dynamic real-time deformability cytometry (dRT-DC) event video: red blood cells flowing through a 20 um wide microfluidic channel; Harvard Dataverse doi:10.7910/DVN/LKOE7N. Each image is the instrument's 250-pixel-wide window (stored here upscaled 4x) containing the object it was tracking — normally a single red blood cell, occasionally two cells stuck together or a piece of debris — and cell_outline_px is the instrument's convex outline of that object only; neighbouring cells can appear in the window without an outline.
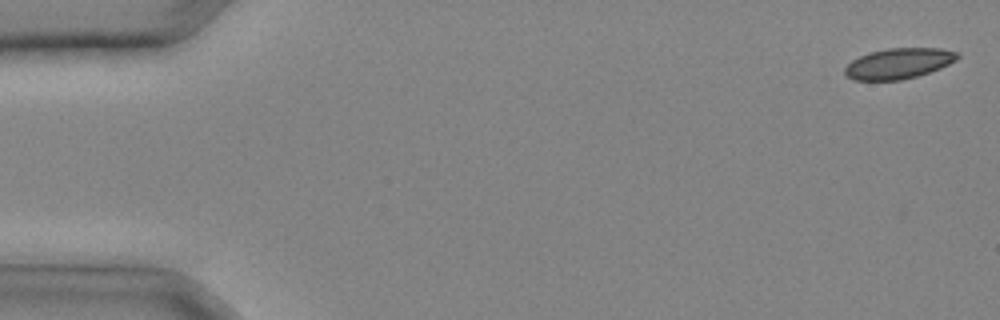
{"species": "common noctule bat (a hibernating species)", "species_latin": "Nyctalus noctula", "temperature_condition": "cold", "stored_images_in_passage": 29, "camera_frame_rate_fps": 3000, "um_per_image_px": 0.085, "animal": {"sex": "male", "body_mass_g": 20.4}, "frame": {"image": 1, "passage_image": 1, "time_ms": 0.0, "image_size_px": [1000, 320], "cell_outline_px": [[960, 56], [956, 60], [940, 68], [916, 76], [900, 80], [852, 80], [844, 72], [844, 68], [852, 60], [868, 52], [888, 48], [940, 48], [956, 52]], "centroid_in_image_um": [76.36, 5.39], "position_along_channel_um": 8.6, "area_um2": 19.94}}
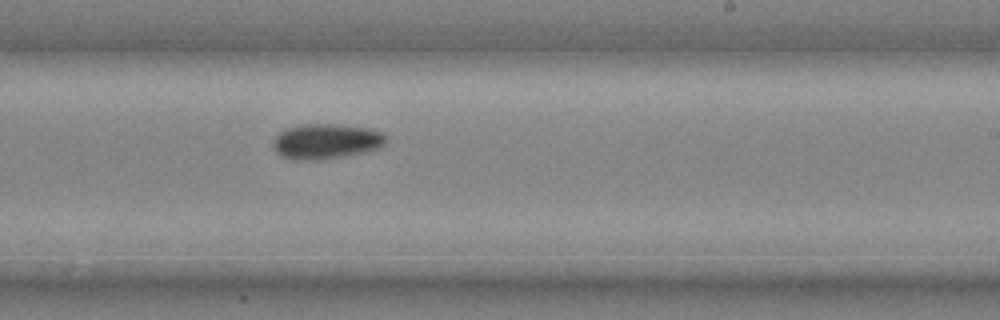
{"frame": {"image": 2, "passage_image": 20, "time_ms": 6.333, "image_size_px": [1000, 320], "cell_outline_px": [[388, 140], [384, 144], [376, 148], [364, 152], [344, 156], [320, 160], [292, 160], [280, 156], [272, 148], [272, 144], [276, 136], [280, 132], [288, 128], [304, 124], [332, 124], [364, 128], [384, 132]], "centroid_in_image_um": [27.69, 12.03], "position_along_channel_um": 261.3, "area_um2": 23.12}}
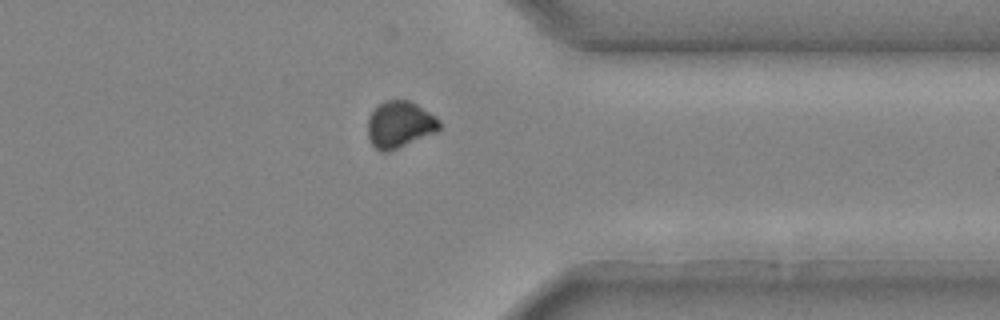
{"frame": {"image": 3, "passage_image": 26, "time_ms": 8.333, "image_size_px": [1000, 320], "cell_outline_px": [[440, 128], [436, 132], [388, 152], [380, 152], [372, 144], [368, 136], [368, 116], [380, 104], [388, 100], [408, 100], [416, 104], [436, 116], [440, 120]], "centroid_in_image_um": [33.98, 10.59], "position_along_channel_um": 377.4, "area_um2": 19.31}}